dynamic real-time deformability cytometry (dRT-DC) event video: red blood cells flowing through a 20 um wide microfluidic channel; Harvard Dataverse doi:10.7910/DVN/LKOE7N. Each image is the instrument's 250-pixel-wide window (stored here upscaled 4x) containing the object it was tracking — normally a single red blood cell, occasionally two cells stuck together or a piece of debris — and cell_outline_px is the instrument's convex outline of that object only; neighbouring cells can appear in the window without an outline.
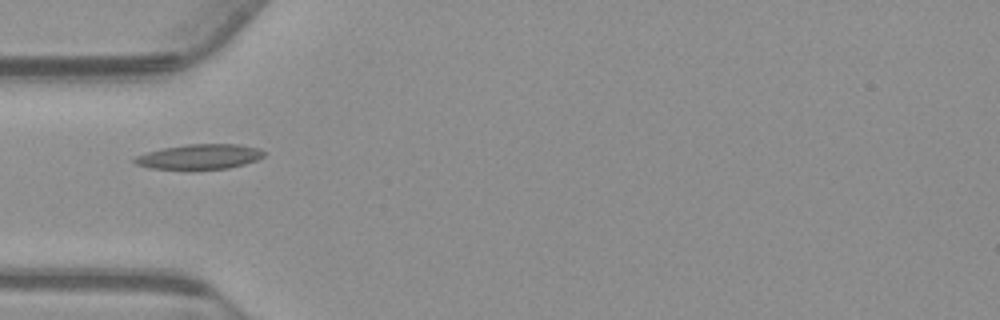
{"species": "common noctule bat (a hibernating species)", "species_latin": "Nyctalus noctula", "temperature_condition": "warm", "stored_images_in_passage": 39, "camera_frame_rate_fps": 3000, "um_per_image_px": 0.085, "animal": {"sex": "male", "body_mass_g": 23.1, "forearm_length_mm": 52.7}, "frame": {"image": 1, "passage_image": 1, "time_ms": 0.0, "image_size_px": [1000, 320], "cell_outline_px": [[264, 156], [256, 160], [244, 164], [228, 168], [188, 172], [148, 168], [136, 164], [132, 160], [136, 156], [148, 152], [164, 148], [188, 144], [236, 144], [260, 148], [264, 152]], "centroid_in_image_um": [16.92, 13.36], "position_along_channel_um": 68.1, "area_um2": 19.54}}
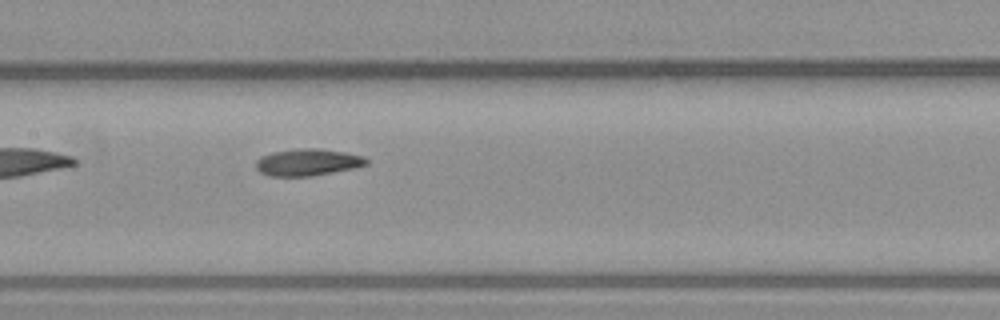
{"frame": {"image": 2, "passage_image": 10, "time_ms": 3.0, "image_size_px": [1000, 320], "cell_outline_px": [[368, 164], [356, 168], [312, 176], [268, 176], [260, 172], [256, 168], [256, 160], [260, 156], [272, 152], [300, 148], [320, 148], [344, 152], [364, 156], [368, 160]], "centroid_in_image_um": [26.16, 13.79], "position_along_channel_um": 181.2, "area_um2": 17.51}}
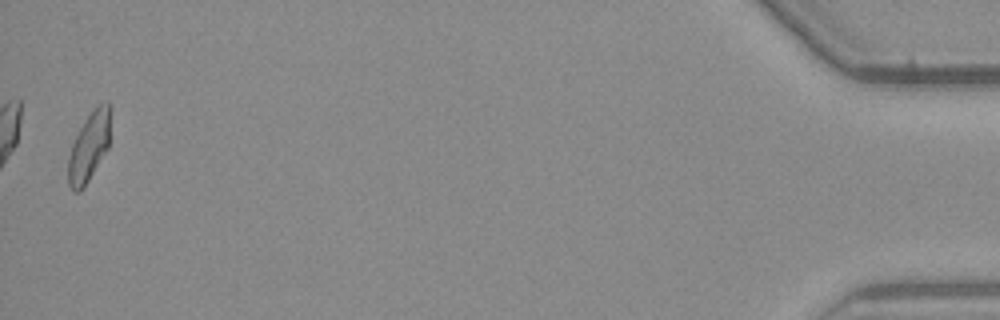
{"frame": {"image": 3, "passage_image": 38, "time_ms": 12.333, "image_size_px": [1000, 320], "cell_outline_px": [[112, 108], [108, 148], [88, 180], [80, 192], [72, 192], [68, 184], [68, 156], [72, 144], [84, 120], [92, 108], [96, 104], [108, 100], [112, 104]], "centroid_in_image_um": [7.6, 12.38], "position_along_channel_um": 427.6, "area_um2": 17.46}, "authors_computed_cell_mechanics": {"area_um2": 17.2244, "velocity_mm_per_s": 3.7215, "shape_relaxation_time_tau1_ms": null, "shape_relaxation_time_tau2_ms": 5.9863, "deformation_change_tau1": null, "deformation_change_tau2": 0.1484}}